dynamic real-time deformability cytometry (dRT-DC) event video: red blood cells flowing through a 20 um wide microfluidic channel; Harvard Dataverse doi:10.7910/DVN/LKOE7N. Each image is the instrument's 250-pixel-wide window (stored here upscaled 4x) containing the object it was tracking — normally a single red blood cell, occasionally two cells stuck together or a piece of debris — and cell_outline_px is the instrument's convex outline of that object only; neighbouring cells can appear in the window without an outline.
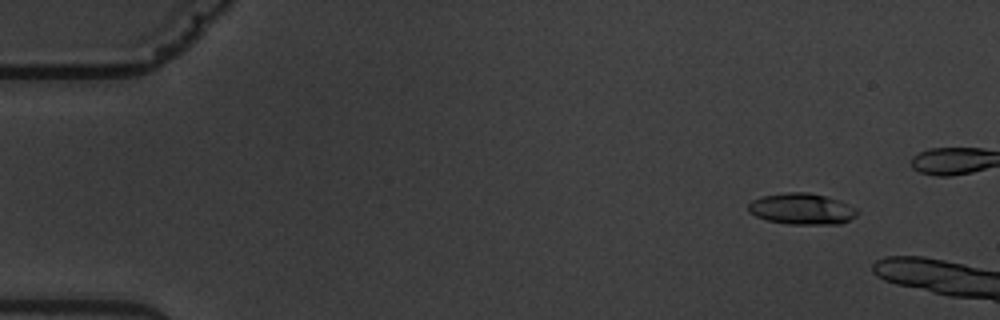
{"species": "common noctule bat (a hibernating species)", "species_latin": "Nyctalus noctula", "temperature_condition": "warm", "stored_images_in_passage": 5, "camera_frame_rate_fps": 3000, "um_per_image_px": 0.085, "animal": {"sex": "male", "body_mass_g": 19.5, "forearm_length_mm": 54.6}, "frame": {"image": 1, "passage_image": 2, "time_ms": 1.0, "image_size_px": [1000, 320], "cell_outline_px": [[860, 212], [856, 216], [840, 224], [788, 224], [768, 220], [756, 216], [748, 212], [748, 204], [752, 200], [764, 196], [784, 192], [808, 192], [840, 200], [856, 208]], "centroid_in_image_um": [68.17, 17.75], "position_along_channel_um": 16.8, "area_um2": 19.83}}